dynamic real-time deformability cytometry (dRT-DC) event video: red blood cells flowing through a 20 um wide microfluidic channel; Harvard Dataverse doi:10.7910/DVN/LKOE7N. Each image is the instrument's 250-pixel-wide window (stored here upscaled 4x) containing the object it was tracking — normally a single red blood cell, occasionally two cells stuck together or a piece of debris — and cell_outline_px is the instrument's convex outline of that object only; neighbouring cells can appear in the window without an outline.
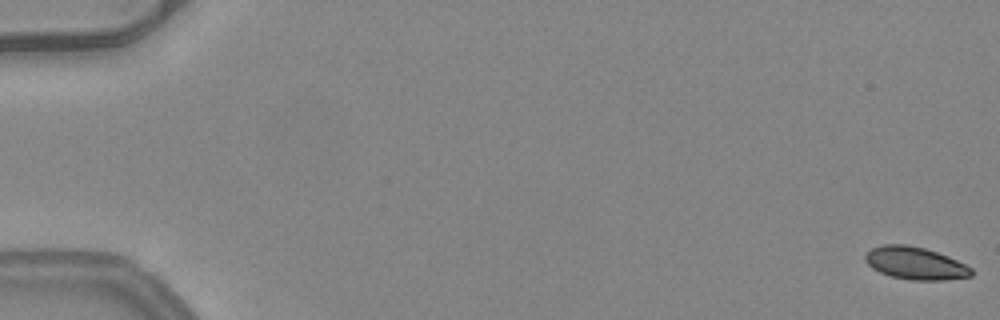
{"species": "common noctule bat (a hibernating species)", "species_latin": "Nyctalus noctula", "temperature_condition": "warm", "stored_images_in_passage": 52, "camera_frame_rate_fps": 3000, "um_per_image_px": 0.085, "animal": {"sex": "female", "body_mass_g": 24.6, "forearm_length_mm": 56.2}, "frame": {"image": 1, "passage_image": 1, "time_ms": 0.0, "image_size_px": [1000, 320], "cell_outline_px": [[972, 276], [944, 280], [912, 280], [892, 276], [880, 272], [872, 268], [864, 260], [864, 256], [872, 248], [884, 244], [904, 244], [924, 248], [948, 256], [972, 268]], "centroid_in_image_um": [77.79, 22.37], "position_along_channel_um": 7.2, "area_um2": 19.94}}
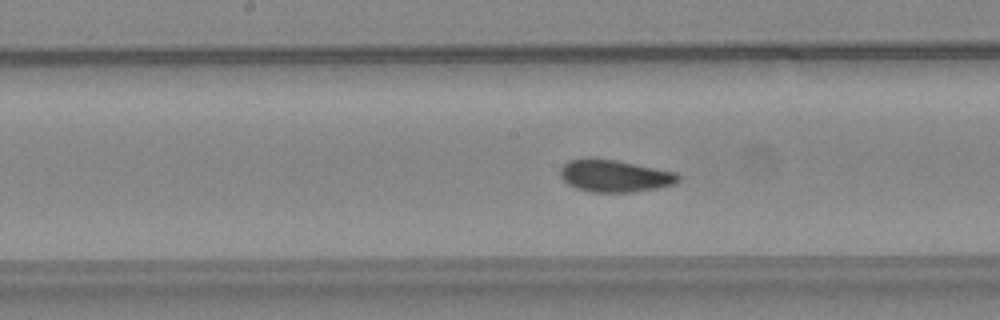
{"frame": {"image": 2, "passage_image": 28, "time_ms": 9.0, "image_size_px": [1000, 320], "cell_outline_px": [[680, 180], [676, 184], [656, 188], [632, 192], [592, 192], [576, 188], [568, 184], [560, 176], [560, 168], [568, 160], [592, 156], [616, 160], [676, 172], [680, 176]], "centroid_in_image_um": [52.22, 14.93], "position_along_channel_um": 196.0, "area_um2": 22.43}}
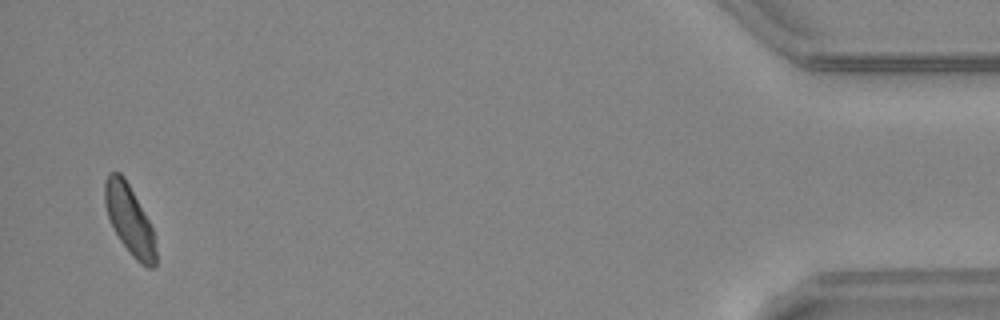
{"frame": {"image": 3, "passage_image": 51, "time_ms": 16.667, "image_size_px": [1000, 320], "cell_outline_px": [[156, 264], [152, 268], [148, 268], [140, 264], [132, 256], [120, 240], [108, 216], [104, 204], [104, 180], [108, 172], [120, 172], [124, 176], [148, 220], [152, 228], [156, 252]], "centroid_in_image_um": [10.98, 18.67], "position_along_channel_um": 424.2, "area_um2": 20.4}, "authors_computed_cell_mechanics": {"area_um2": 21.386, "velocity_mm_per_s": 4.0447, "shape_relaxation_time_tau1_ms": null, "shape_relaxation_time_tau2_ms": 1.3918, "deformation_change_tau1": null, "deformation_change_tau2": 0.0701}}